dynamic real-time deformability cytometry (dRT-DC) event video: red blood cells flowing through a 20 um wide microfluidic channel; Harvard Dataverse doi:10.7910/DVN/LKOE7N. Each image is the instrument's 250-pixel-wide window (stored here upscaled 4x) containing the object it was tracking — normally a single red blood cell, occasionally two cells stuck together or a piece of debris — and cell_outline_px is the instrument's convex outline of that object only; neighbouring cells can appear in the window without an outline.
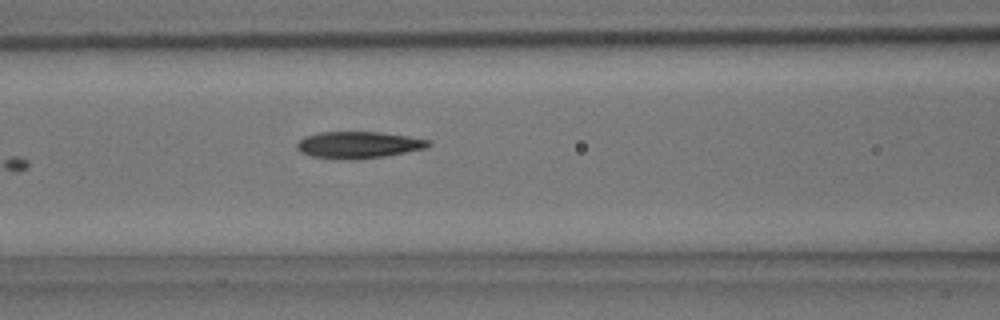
{"species": "common noctule bat (a hibernating species)", "species_latin": "Nyctalus noctula", "temperature_condition": "room temperature", "stored_images_in_passage": 7, "camera_frame_rate_fps": 3000, "um_per_image_px": 0.085, "animal": {"sex": "male", "body_mass_g": 15.6}, "frame": {"image": 1, "passage_image": 7, "time_ms": 7.0, "image_size_px": [1000, 320], "cell_outline_px": [[432, 144], [428, 148], [384, 156], [356, 160], [348, 160], [312, 156], [300, 152], [296, 148], [296, 144], [304, 136], [320, 132], [380, 132], [408, 136], [432, 140]], "centroid_in_image_um": [30.5, 12.31], "position_along_channel_um": 136.1, "area_um2": 20.69}}